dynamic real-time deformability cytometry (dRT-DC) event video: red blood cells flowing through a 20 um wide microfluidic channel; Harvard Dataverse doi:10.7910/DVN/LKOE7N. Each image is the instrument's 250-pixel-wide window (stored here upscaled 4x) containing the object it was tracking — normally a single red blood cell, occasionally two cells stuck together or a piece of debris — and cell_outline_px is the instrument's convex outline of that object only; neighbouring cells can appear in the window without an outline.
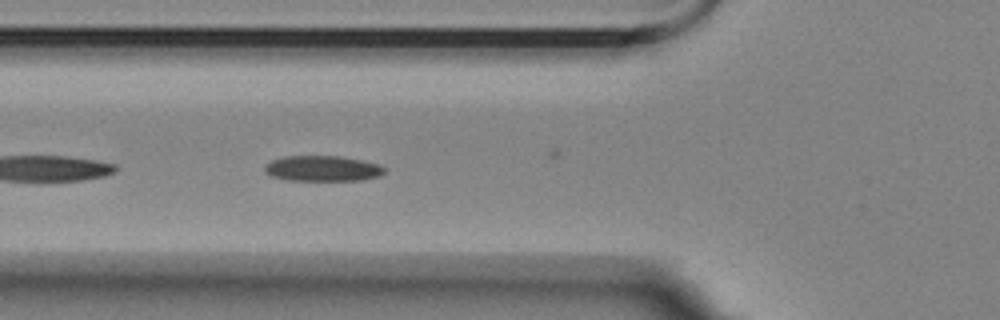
{"species": "Egyptian fruit bat (a non-hibernating species)", "species_latin": "Rousettus aegyptiacus", "temperature_condition": "room temperature", "stored_images_in_passage": 11, "camera_frame_rate_fps": 3000, "um_per_image_px": 0.085, "animal": {"sex": "female"}, "frame": {"image": 1, "passage_image": 5, "time_ms": 1.333, "image_size_px": [1000, 320], "cell_outline_px": [[384, 172], [380, 176], [364, 180], [288, 180], [272, 176], [264, 172], [264, 164], [272, 160], [284, 156], [340, 156], [360, 160], [376, 164], [384, 168]], "centroid_in_image_um": [27.37, 14.32], "position_along_channel_um": 98.4, "area_um2": 17.74}}